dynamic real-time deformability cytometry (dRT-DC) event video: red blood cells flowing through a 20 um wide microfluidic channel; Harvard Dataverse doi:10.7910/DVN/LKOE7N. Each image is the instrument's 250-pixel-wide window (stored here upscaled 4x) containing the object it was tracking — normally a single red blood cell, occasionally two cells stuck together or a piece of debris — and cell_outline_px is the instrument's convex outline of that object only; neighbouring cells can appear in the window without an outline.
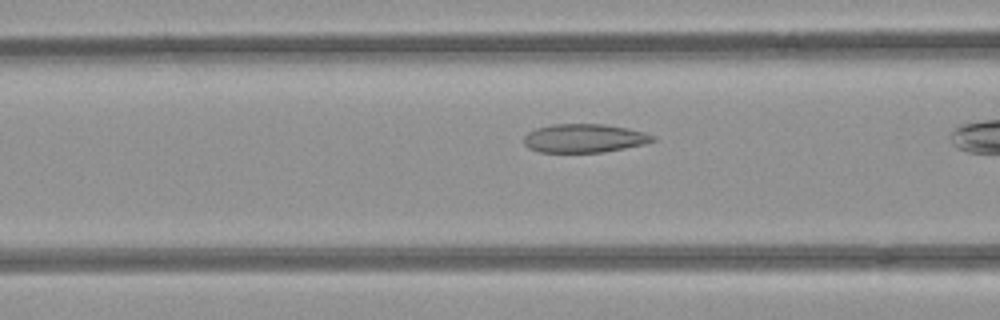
{"species": "common noctule bat (a hibernating species)", "species_latin": "Nyctalus noctula", "temperature_condition": "room temperature", "stored_images_in_passage": 26, "camera_frame_rate_fps": 3000, "um_per_image_px": 0.085, "animal": {"sex": "female", "body_mass_g": 21.9}, "frame": {"image": 1, "passage_image": 6, "time_ms": 1.667, "image_size_px": [1000, 320], "cell_outline_px": [[656, 140], [644, 144], [604, 152], [540, 152], [528, 148], [524, 144], [524, 136], [528, 132], [536, 128], [552, 124], [604, 124], [628, 128], [644, 132], [656, 136]], "centroid_in_image_um": [49.66, 11.75], "position_along_channel_um": 116.9, "area_um2": 21.56}}
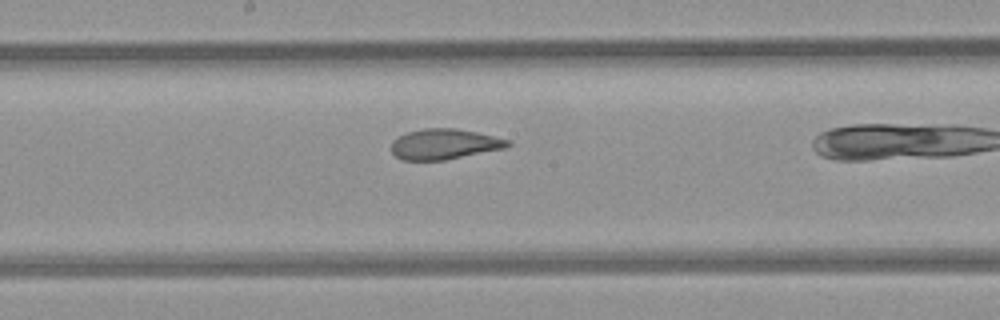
{"frame": {"image": 2, "passage_image": 13, "time_ms": 4.0, "image_size_px": [1000, 320], "cell_outline_px": [[512, 144], [504, 148], [444, 160], [400, 160], [392, 152], [392, 140], [408, 132], [424, 128], [456, 128], [476, 132], [512, 140]], "centroid_in_image_um": [37.78, 12.24], "position_along_channel_um": 210.4, "area_um2": 20.58}}
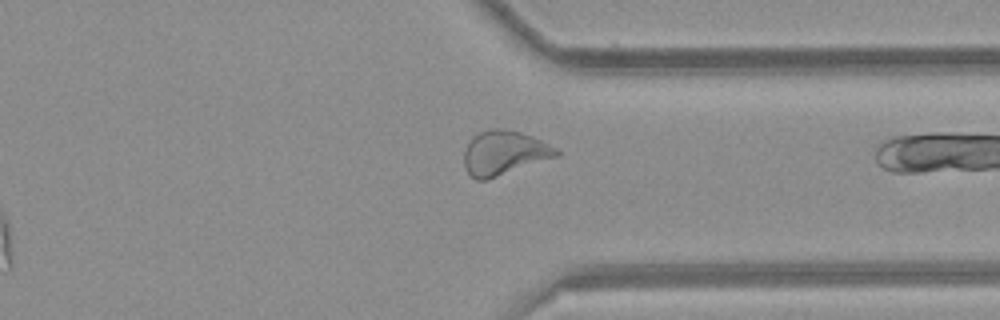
{"frame": {"image": 3, "passage_image": 25, "time_ms": 8.0, "image_size_px": [1000, 320], "cell_outline_px": [[560, 156], [488, 180], [476, 180], [464, 168], [464, 152], [472, 136], [480, 132], [492, 128], [504, 128], [520, 132], [532, 136], [556, 148], [560, 152]], "centroid_in_image_um": [42.86, 13.01], "position_along_channel_um": 368.5, "area_um2": 24.04}}